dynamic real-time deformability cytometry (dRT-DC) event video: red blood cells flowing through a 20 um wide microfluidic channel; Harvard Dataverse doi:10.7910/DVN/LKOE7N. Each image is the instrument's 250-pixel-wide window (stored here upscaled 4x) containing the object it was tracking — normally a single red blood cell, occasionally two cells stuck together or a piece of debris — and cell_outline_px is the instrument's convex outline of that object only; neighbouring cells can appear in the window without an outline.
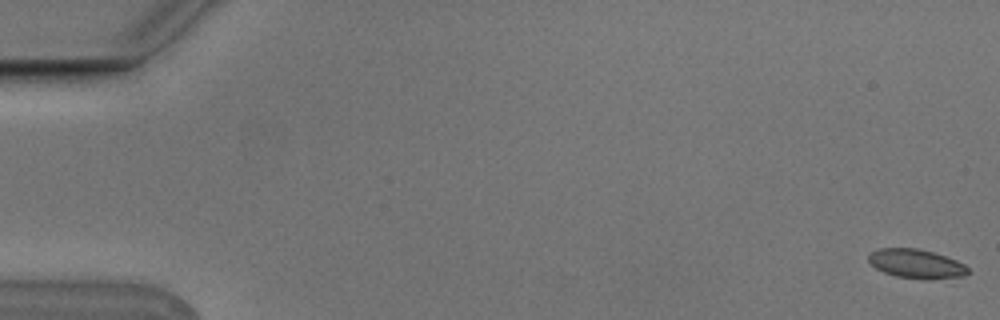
{"species": "Egyptian fruit bat (a non-hibernating species)", "species_latin": "Rousettus aegyptiacus", "temperature_condition": "cold", "stored_images_in_passage": 6, "camera_frame_rate_fps": 3000, "um_per_image_px": 0.085, "animal": {"sex": "male"}, "frame": {"image": 1, "passage_image": 1, "time_ms": 0.0, "image_size_px": [1000, 320], "cell_outline_px": [[968, 272], [964, 276], [924, 280], [896, 276], [884, 272], [876, 268], [868, 260], [868, 252], [876, 248], [916, 248], [932, 252], [956, 260], [964, 264], [968, 268]], "centroid_in_image_um": [77.84, 22.42], "position_along_channel_um": 7.2, "area_um2": 16.88}}
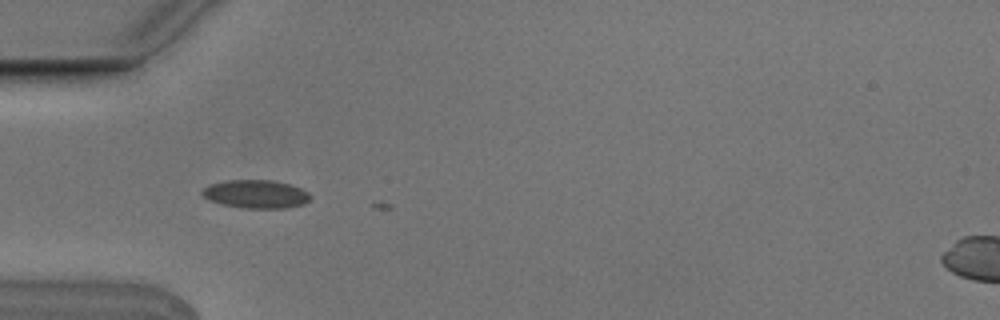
{"frame": {"image": 2, "passage_image": 5, "time_ms": 1.333, "image_size_px": [1000, 320], "cell_outline_px": [[312, 196], [304, 204], [288, 208], [244, 208], [220, 204], [208, 200], [200, 192], [204, 188], [212, 184], [228, 180], [272, 180], [288, 184], [300, 188], [308, 192]], "centroid_in_image_um": [21.76, 16.5], "position_along_channel_um": 63.2, "area_um2": 17.8}}